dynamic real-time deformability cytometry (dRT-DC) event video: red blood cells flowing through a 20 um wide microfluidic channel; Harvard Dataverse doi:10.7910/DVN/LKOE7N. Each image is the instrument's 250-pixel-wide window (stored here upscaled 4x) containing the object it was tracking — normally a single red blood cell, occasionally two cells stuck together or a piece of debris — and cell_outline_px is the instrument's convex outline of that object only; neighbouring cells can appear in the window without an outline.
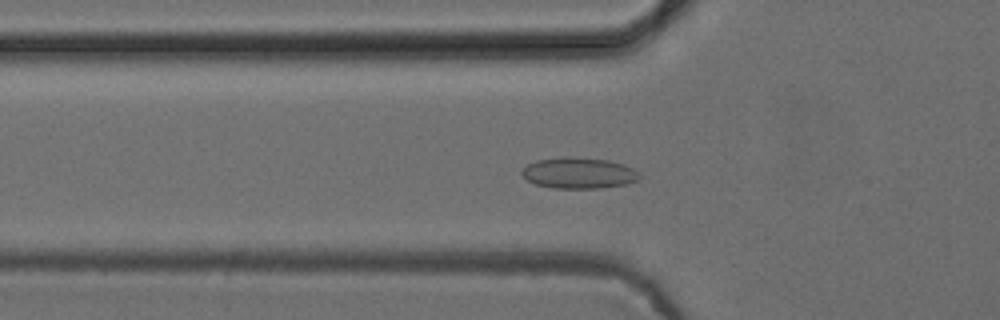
{"species": "common noctule bat (a hibernating species)", "species_latin": "Nyctalus noctula", "temperature_condition": "cold", "stored_images_in_passage": 37, "camera_frame_rate_fps": 3000, "um_per_image_px": 0.085, "animal": {"sex": "female", "body_mass_g": 24.6, "forearm_length_mm": 56.2}, "frame": {"image": 1, "passage_image": 2, "time_ms": 0.333, "image_size_px": [1000, 320], "cell_outline_px": [[640, 176], [636, 180], [628, 184], [600, 188], [552, 188], [536, 184], [528, 180], [520, 172], [528, 164], [536, 160], [564, 156], [568, 156], [608, 160], [624, 164], [640, 172]], "centroid_in_image_um": [49.21, 14.7], "position_along_channel_um": 76.6, "area_um2": 21.33}}
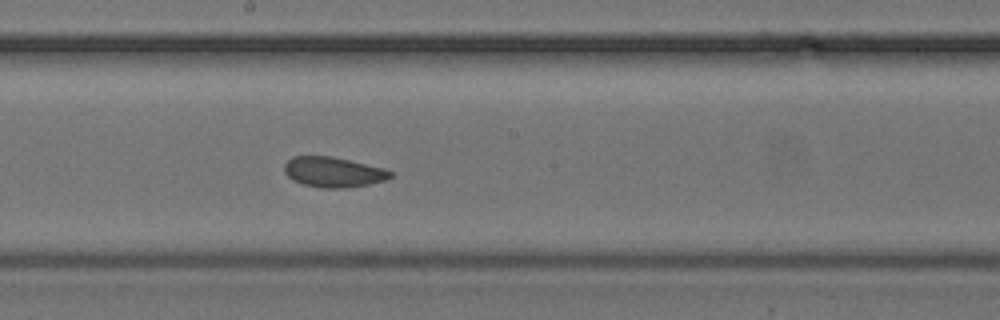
{"frame": {"image": 2, "passage_image": 13, "time_ms": 4.0, "image_size_px": [1000, 320], "cell_outline_px": [[392, 176], [384, 180], [368, 184], [344, 188], [320, 188], [304, 184], [292, 180], [284, 172], [284, 164], [292, 156], [332, 156], [384, 168], [392, 172]], "centroid_in_image_um": [28.3, 14.62], "position_along_channel_um": 219.9, "area_um2": 18.61}}
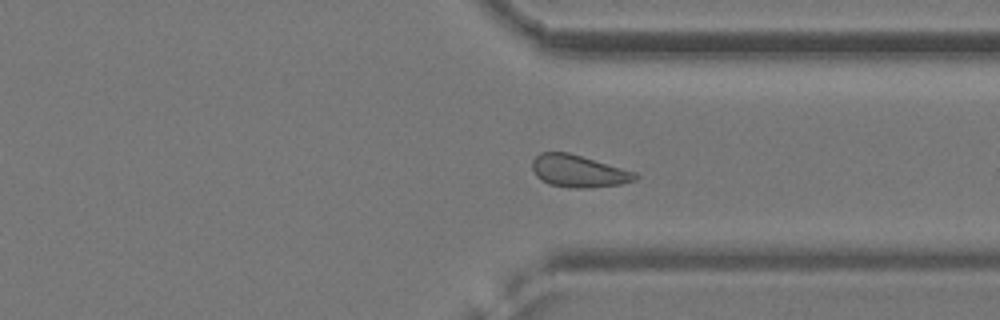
{"frame": {"image": 3, "passage_image": 24, "time_ms": 7.667, "image_size_px": [1000, 320], "cell_outline_px": [[640, 176], [636, 180], [620, 184], [584, 188], [572, 188], [548, 184], [540, 180], [536, 176], [532, 168], [532, 160], [540, 152], [568, 152], [636, 172]], "centroid_in_image_um": [49.16, 14.55], "position_along_channel_um": 362.2, "area_um2": 19.36}, "authors_computed_cell_mechanics": {"area_um2": 19.1318, "velocity_mm_per_s": 3.8789, "shape_relaxation_time_tau1_ms": null, "shape_relaxation_time_tau2_ms": 7.6381, "deformation_change_tau1": null, "deformation_change_tau2": 0.1358}}